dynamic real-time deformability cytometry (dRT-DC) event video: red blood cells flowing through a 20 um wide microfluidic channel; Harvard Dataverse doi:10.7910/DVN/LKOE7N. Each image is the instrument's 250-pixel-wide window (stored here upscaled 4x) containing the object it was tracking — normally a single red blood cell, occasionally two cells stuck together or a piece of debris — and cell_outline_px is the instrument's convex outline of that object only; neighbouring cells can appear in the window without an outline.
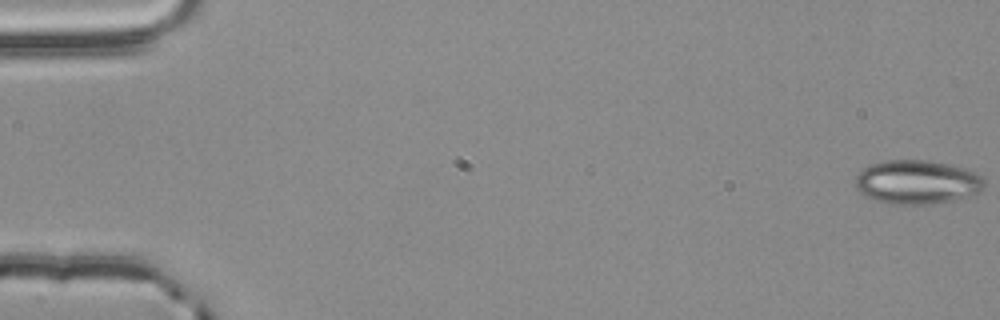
{"species": "common noctule bat (a hibernating species)", "species_latin": "Nyctalus noctula", "temperature_condition": "room temperature", "stored_images_in_passage": 56, "camera_frame_rate_fps": 3000, "um_per_image_px": 0.085, "animal": {"sex": "male", "body_mass_g": 20.4}, "frame": {"image": 1, "passage_image": 1, "time_ms": 0.0, "image_size_px": [1000, 320], "cell_outline_px": [[984, 188], [980, 192], [972, 196], [952, 200], [924, 204], [888, 204], [876, 200], [860, 192], [856, 188], [856, 176], [864, 168], [872, 164], [884, 160], [928, 160], [952, 164], [964, 168], [980, 176], [984, 180]], "centroid_in_image_um": [77.97, 15.47], "position_along_channel_um": 7.0, "area_um2": 32.95}}
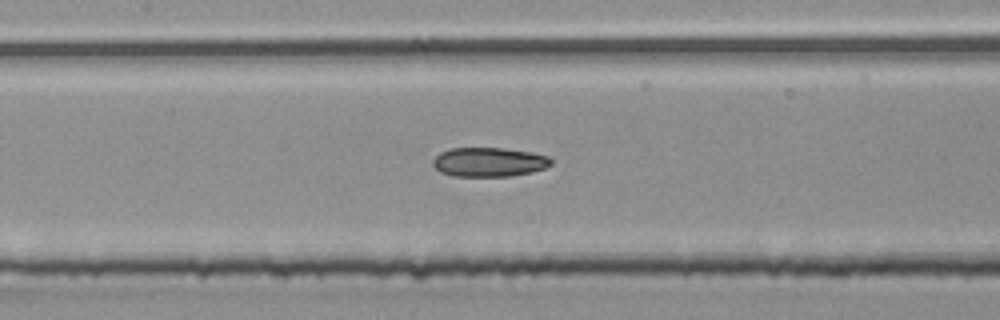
{"frame": {"image": 2, "passage_image": 27, "time_ms": 8.667, "image_size_px": [1000, 320], "cell_outline_px": [[552, 164], [544, 168], [532, 172], [512, 176], [452, 176], [440, 172], [432, 164], [432, 160], [440, 152], [452, 148], [500, 148], [532, 152], [548, 156], [552, 160]], "centroid_in_image_um": [41.56, 13.78], "position_along_channel_um": 165.8, "area_um2": 20.17}}
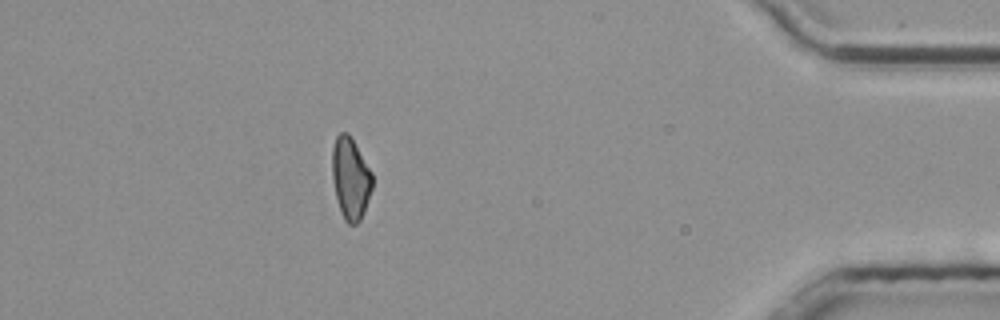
{"frame": {"image": 3, "passage_image": 50, "time_ms": 16.333, "image_size_px": [1000, 320], "cell_outline_px": [[372, 188], [364, 212], [360, 220], [356, 224], [348, 224], [344, 220], [336, 196], [332, 180], [332, 148], [336, 136], [340, 132], [348, 132], [372, 172]], "centroid_in_image_um": [29.79, 15.15], "position_along_channel_um": 405.4, "area_um2": 19.07}, "authors_computed_cell_mechanics": {"area_um2": 20.3456, "velocity_mm_per_s": 3.7872, "shape_relaxation_time_tau1_ms": null, "shape_relaxation_time_tau2_ms": 5.0077, "deformation_change_tau1": null, "deformation_change_tau2": 0.1111}}